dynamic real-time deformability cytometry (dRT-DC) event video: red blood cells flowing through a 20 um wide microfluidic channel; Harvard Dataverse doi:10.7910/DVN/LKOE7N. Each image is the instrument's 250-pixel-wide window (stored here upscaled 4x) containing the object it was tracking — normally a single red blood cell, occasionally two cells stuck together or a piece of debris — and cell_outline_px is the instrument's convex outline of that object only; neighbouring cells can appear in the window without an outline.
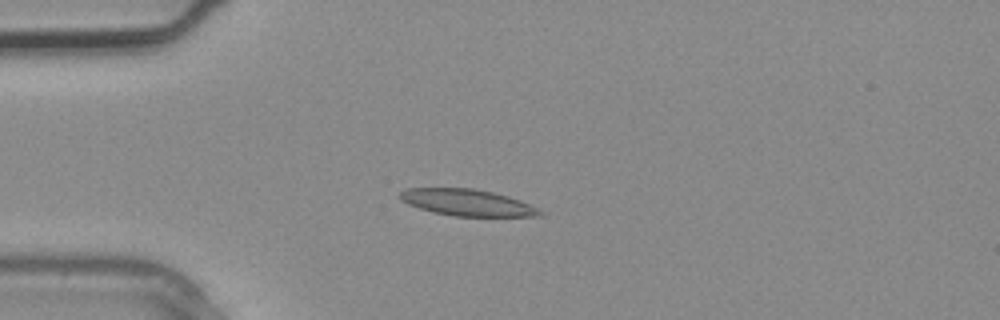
{"species": "common noctule bat (a hibernating species)", "species_latin": "Nyctalus noctula", "temperature_condition": "warm", "stored_images_in_passage": 2, "camera_frame_rate_fps": 3000, "um_per_image_px": 0.085, "animal": {"sex": "male", "body_mass_g": 20.4}, "frame": {"image": 1, "passage_image": 2, "time_ms": 0.333, "image_size_px": [1000, 320], "cell_outline_px": [[544, 216], [452, 216], [432, 212], [408, 204], [400, 200], [400, 192], [404, 188], [476, 188], [508, 196], [520, 200], [544, 212]], "centroid_in_image_um": [39.7, 17.21], "position_along_channel_um": 45.3, "area_um2": 21.68}}